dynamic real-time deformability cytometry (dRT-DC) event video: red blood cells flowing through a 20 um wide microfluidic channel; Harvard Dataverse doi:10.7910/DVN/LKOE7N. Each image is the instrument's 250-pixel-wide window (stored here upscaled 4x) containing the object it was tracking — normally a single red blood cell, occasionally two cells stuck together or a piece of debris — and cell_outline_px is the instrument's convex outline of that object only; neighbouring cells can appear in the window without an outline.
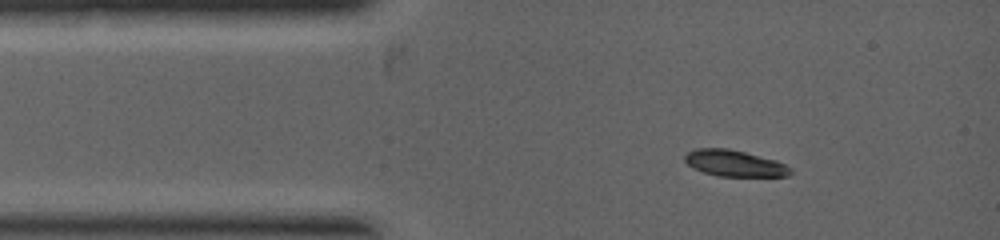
{"species": "common noctule bat (a hibernating species)", "species_latin": "Nyctalus noctula", "temperature_condition": "warm", "stored_images_in_passage": 3, "camera_frame_rate_fps": 5000, "um_per_image_px": 0.085, "animal": {"sex": "female", "body_mass_g": 19.0, "forearm_length_mm": 53.3}, "frame": {"image": 1, "passage_image": 1, "time_ms": 0.0, "image_size_px": [1000, 240], "cell_outline_px": [[792, 172], [788, 176], [716, 176], [692, 168], [684, 160], [684, 156], [688, 152], [696, 148], [728, 148], [776, 160], [792, 168]], "centroid_in_image_um": [62.42, 13.88], "position_along_channel_um": 22.6, "area_um2": 16.18}}